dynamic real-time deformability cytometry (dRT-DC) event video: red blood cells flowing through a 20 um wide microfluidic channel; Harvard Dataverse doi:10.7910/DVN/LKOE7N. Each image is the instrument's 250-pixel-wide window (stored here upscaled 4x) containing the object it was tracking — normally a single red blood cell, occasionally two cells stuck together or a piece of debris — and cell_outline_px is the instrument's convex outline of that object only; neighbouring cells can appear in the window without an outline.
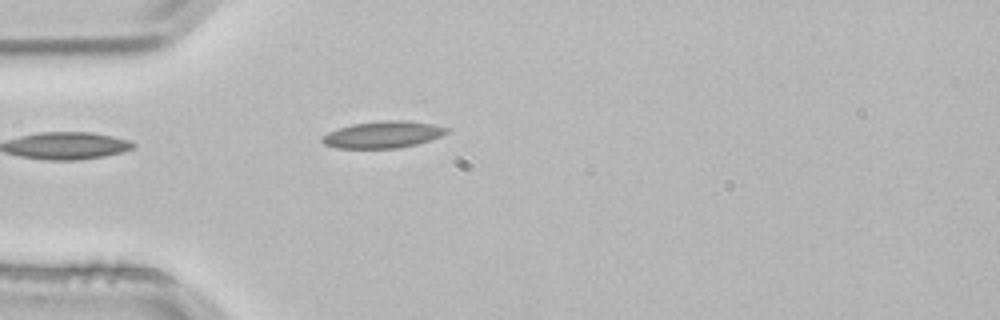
{"species": "common noctule bat (a hibernating species)", "species_latin": "Nyctalus noctula", "temperature_condition": "room temperature", "stored_images_in_passage": 2, "camera_frame_rate_fps": 3000, "um_per_image_px": 0.085, "animal": {"sex": "male", "body_mass_g": 21.5, "forearm_length_mm": 52.0}, "frame": {"image": 1, "passage_image": 2, "time_ms": 0.333, "image_size_px": [1000, 320], "cell_outline_px": [[448, 132], [440, 136], [416, 144], [400, 148], [336, 148], [324, 144], [320, 140], [320, 136], [328, 132], [352, 124], [384, 120], [404, 120], [432, 124], [448, 128]], "centroid_in_image_um": [32.5, 11.44], "position_along_channel_um": 52.5, "area_um2": 19.36}}